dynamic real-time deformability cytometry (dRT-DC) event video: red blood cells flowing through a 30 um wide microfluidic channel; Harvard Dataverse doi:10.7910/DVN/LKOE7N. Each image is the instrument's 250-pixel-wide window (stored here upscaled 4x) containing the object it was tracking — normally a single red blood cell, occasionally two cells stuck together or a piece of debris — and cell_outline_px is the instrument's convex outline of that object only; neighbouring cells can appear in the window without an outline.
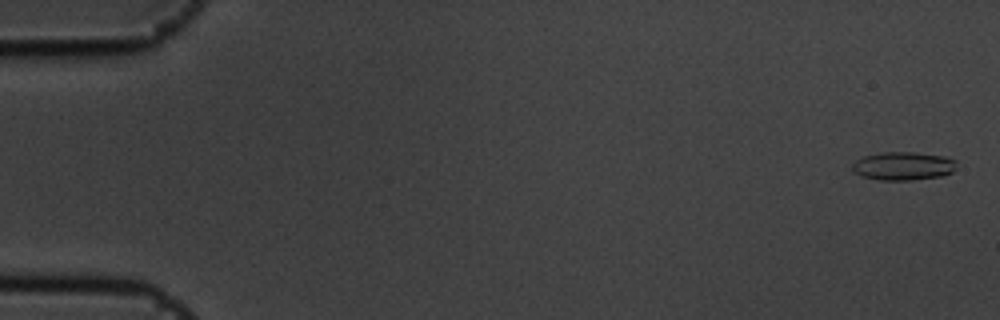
{"species": "common noctule bat (a hibernating species)", "species_latin": "Nyctalus noctula", "temperature_condition": "cold", "stored_images_in_passage": 6, "camera_frame_rate_fps": 3000, "um_per_image_px": 0.085, "animal": {"sex": "male", "body_mass_g": 19.5, "forearm_length_mm": 54.6}, "frame": {"image": 1, "passage_image": 1, "time_ms": 0.0, "image_size_px": [1000, 320], "cell_outline_px": [[956, 168], [952, 172], [940, 176], [912, 180], [880, 180], [860, 176], [852, 172], [852, 164], [856, 160], [864, 156], [884, 152], [912, 152], [944, 156], [956, 160]], "centroid_in_image_um": [76.75, 14.11], "position_along_channel_um": 8.2, "area_um2": 17.28}}
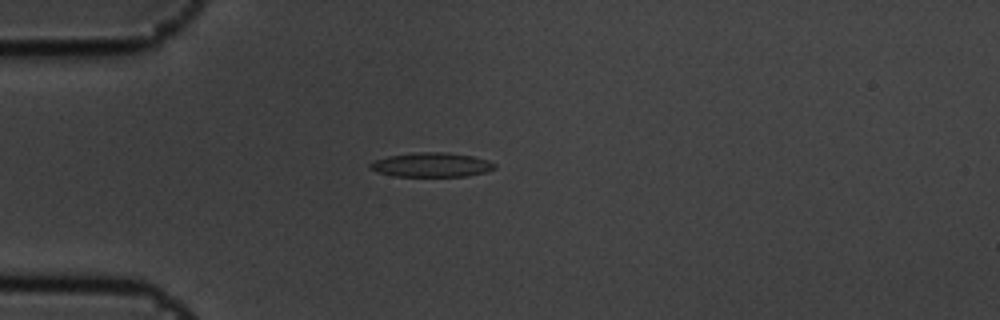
{"frame": {"image": 2, "passage_image": 5, "time_ms": 1.333, "image_size_px": [1000, 320], "cell_outline_px": [[496, 168], [484, 172], [468, 176], [392, 176], [368, 168], [368, 164], [376, 160], [388, 156], [416, 152], [448, 152], [472, 156], [488, 160], [496, 164]], "centroid_in_image_um": [36.69, 14.0], "position_along_channel_um": 48.3, "area_um2": 17.63}}